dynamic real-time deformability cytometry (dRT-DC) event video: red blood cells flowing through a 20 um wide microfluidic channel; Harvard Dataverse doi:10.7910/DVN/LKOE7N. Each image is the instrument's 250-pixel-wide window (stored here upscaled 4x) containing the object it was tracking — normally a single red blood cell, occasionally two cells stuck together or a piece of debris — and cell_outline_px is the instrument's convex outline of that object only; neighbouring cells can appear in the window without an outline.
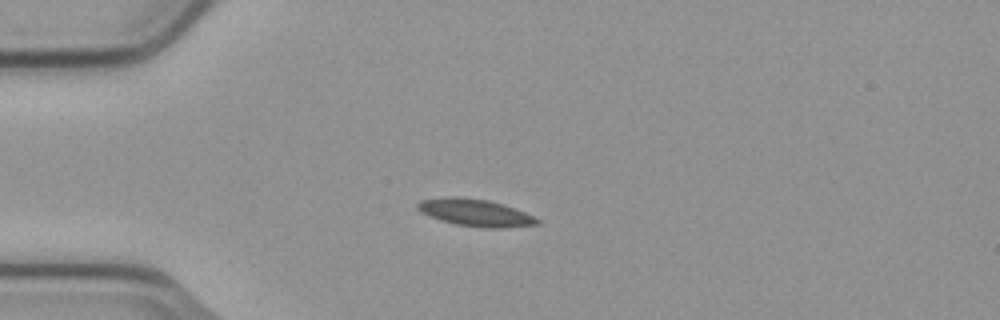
{"species": "common noctule bat (a hibernating species)", "species_latin": "Nyctalus noctula", "temperature_condition": "cold", "stored_images_in_passage": 42, "camera_frame_rate_fps": 3000, "um_per_image_px": 0.085, "animal": {"sex": "male", "body_mass_g": 23.1, "forearm_length_mm": 52.7}, "frame": {"image": 1, "passage_image": 1, "time_ms": 0.0, "image_size_px": [1000, 320], "cell_outline_px": [[540, 224], [504, 228], [480, 228], [456, 224], [440, 220], [420, 212], [416, 208], [416, 204], [420, 200], [448, 196], [460, 196], [488, 200], [504, 204], [524, 212], [540, 220]], "centroid_in_image_um": [40.38, 18.07], "position_along_channel_um": 44.6, "area_um2": 19.13}}
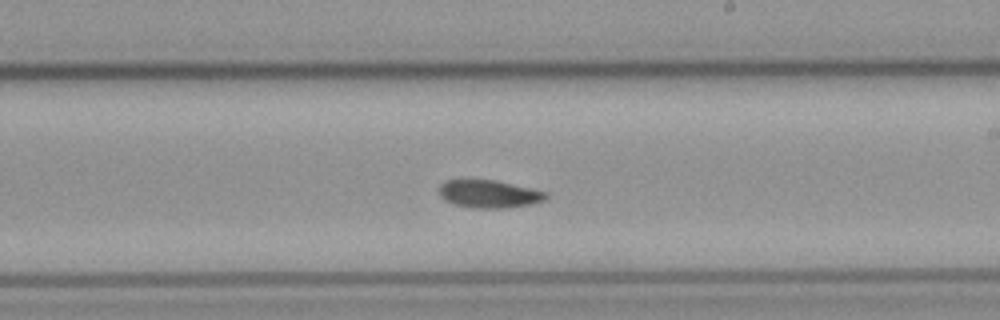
{"frame": {"image": 2, "passage_image": 19, "time_ms": 6.0, "image_size_px": [1000, 320], "cell_outline_px": [[548, 196], [544, 200], [532, 204], [504, 208], [476, 208], [456, 204], [444, 200], [440, 196], [440, 184], [444, 180], [496, 180], [532, 188], [548, 192]], "centroid_in_image_um": [41.59, 16.48], "position_along_channel_um": 247.4, "area_um2": 17.28}}
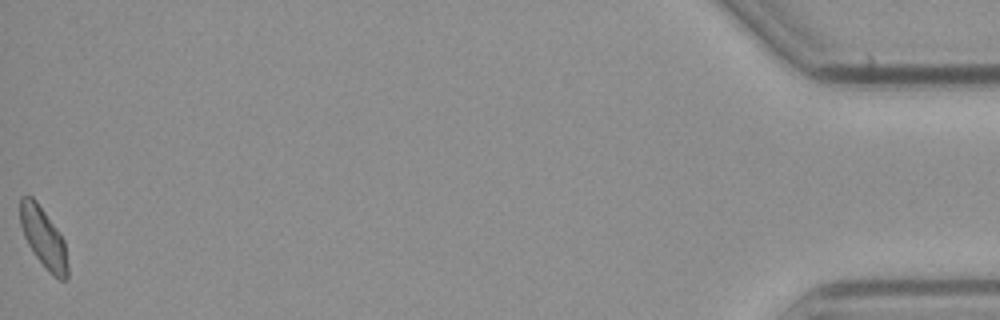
{"frame": {"image": 3, "passage_image": 42, "time_ms": 13.667, "image_size_px": [1000, 320], "cell_outline_px": [[68, 280], [60, 280], [52, 276], [36, 256], [28, 244], [24, 236], [20, 224], [20, 196], [32, 196], [36, 200], [64, 240], [68, 264]], "centroid_in_image_um": [3.7, 20.23], "position_along_channel_um": 431.5, "area_um2": 16.53}, "authors_computed_cell_mechanics": {"area_um2": 17.4556, "velocity_mm_per_s": 3.7368, "shape_relaxation_time_tau1_ms": 4.6284, "shape_relaxation_time_tau2_ms": null, "deformation_change_tau1": 0.1067, "deformation_change_tau2": null}}